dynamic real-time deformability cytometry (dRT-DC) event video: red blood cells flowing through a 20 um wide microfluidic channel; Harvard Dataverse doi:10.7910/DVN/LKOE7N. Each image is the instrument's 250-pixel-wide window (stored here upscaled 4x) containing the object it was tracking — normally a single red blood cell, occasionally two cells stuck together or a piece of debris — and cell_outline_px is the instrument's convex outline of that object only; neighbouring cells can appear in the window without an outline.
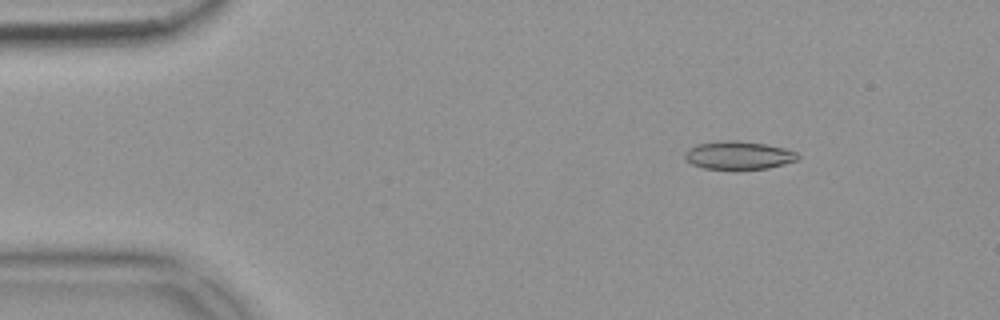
{"species": "common noctule bat (a hibernating species)", "species_latin": "Nyctalus noctula", "temperature_condition": "warm", "stored_images_in_passage": 51, "camera_frame_rate_fps": 3000, "um_per_image_px": 0.085, "animal": {"sex": "female", "body_mass_g": 18.4}, "frame": {"image": 1, "passage_image": 6, "time_ms": 1.667, "image_size_px": [1000, 320], "cell_outline_px": [[800, 156], [796, 160], [784, 164], [768, 168], [736, 172], [732, 172], [704, 168], [692, 164], [684, 156], [684, 152], [688, 148], [696, 144], [724, 140], [732, 140], [764, 144], [784, 148], [796, 152]], "centroid_in_image_um": [62.74, 13.24], "position_along_channel_um": 22.3, "area_um2": 19.13}}
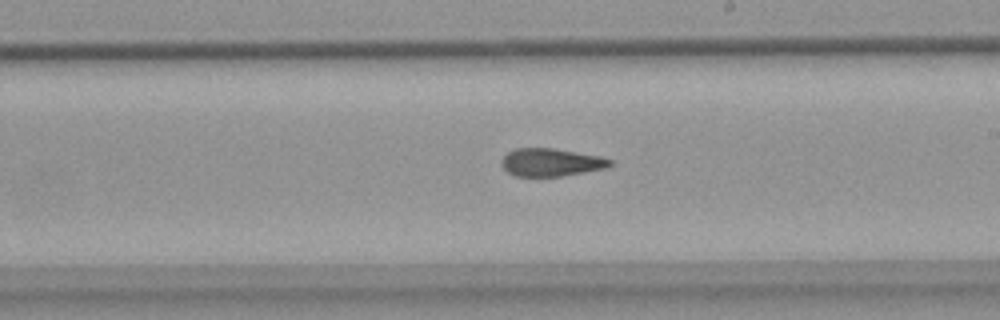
{"frame": {"image": 2, "passage_image": 29, "time_ms": 9.333, "image_size_px": [1000, 320], "cell_outline_px": [[612, 164], [608, 168], [560, 176], [516, 176], [508, 172], [500, 164], [500, 160], [508, 152], [516, 148], [552, 148], [600, 156], [612, 160]], "centroid_in_image_um": [46.83, 13.79], "position_along_channel_um": 242.2, "area_um2": 17.57}}
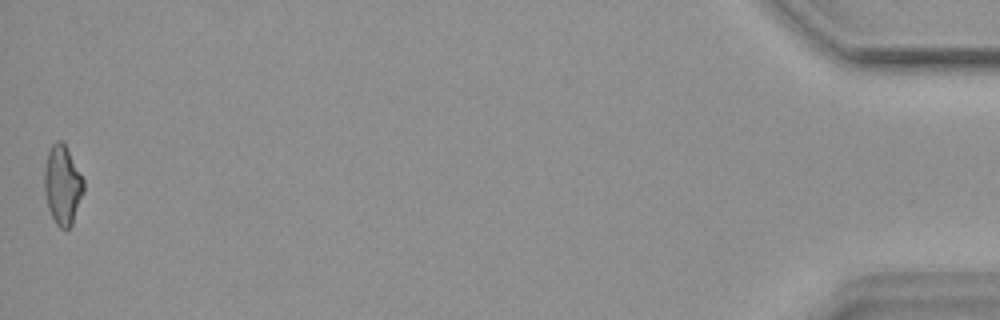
{"frame": {"image": 3, "passage_image": 51, "time_ms": 16.667, "image_size_px": [1000, 320], "cell_outline_px": [[84, 192], [72, 224], [68, 228], [60, 228], [56, 224], [48, 208], [44, 188], [44, 168], [48, 152], [52, 144], [56, 140], [60, 140], [64, 144], [84, 180]], "centroid_in_image_um": [5.31, 15.73], "position_along_channel_um": 429.9, "area_um2": 17.92}, "authors_computed_cell_mechanics": {"area_um2": 18.3804, "velocity_mm_per_s": 3.8753, "shape_relaxation_time_tau1_ms": null, "shape_relaxation_time_tau2_ms": 3.8882, "deformation_change_tau1": null, "deformation_change_tau2": 0.1333}}